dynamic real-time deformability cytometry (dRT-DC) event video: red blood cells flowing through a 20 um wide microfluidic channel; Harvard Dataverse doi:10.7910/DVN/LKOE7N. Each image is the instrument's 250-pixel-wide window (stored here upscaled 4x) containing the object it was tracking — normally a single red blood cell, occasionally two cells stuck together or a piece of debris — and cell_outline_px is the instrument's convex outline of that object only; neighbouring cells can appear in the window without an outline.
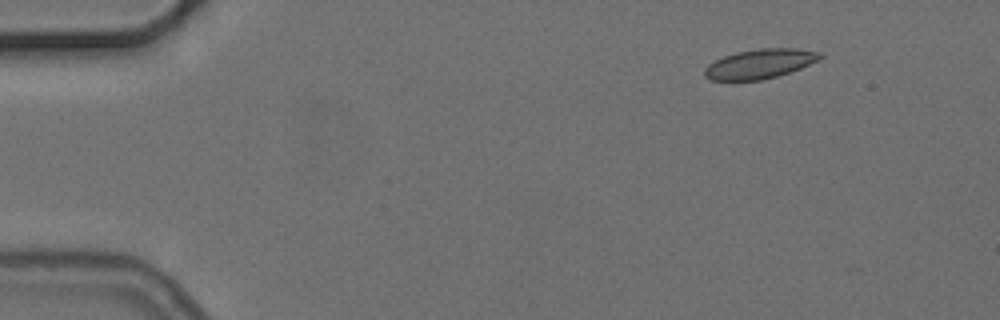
{"species": "common noctule bat (a hibernating species)", "species_latin": "Nyctalus noctula", "temperature_condition": "cold", "stored_images_in_passage": 5, "camera_frame_rate_fps": 3000, "um_per_image_px": 0.085, "animal": {"sex": "female", "body_mass_g": 24.6, "forearm_length_mm": 56.2}, "frame": {"image": 1, "passage_image": 1, "time_ms": 0.0, "image_size_px": [1000, 320], "cell_outline_px": [[824, 56], [800, 68], [776, 76], [760, 80], [712, 80], [704, 76], [704, 68], [708, 64], [724, 56], [736, 52], [760, 48], [800, 48], [820, 52]], "centroid_in_image_um": [64.57, 5.41], "position_along_channel_um": 20.4, "area_um2": 19.65}}
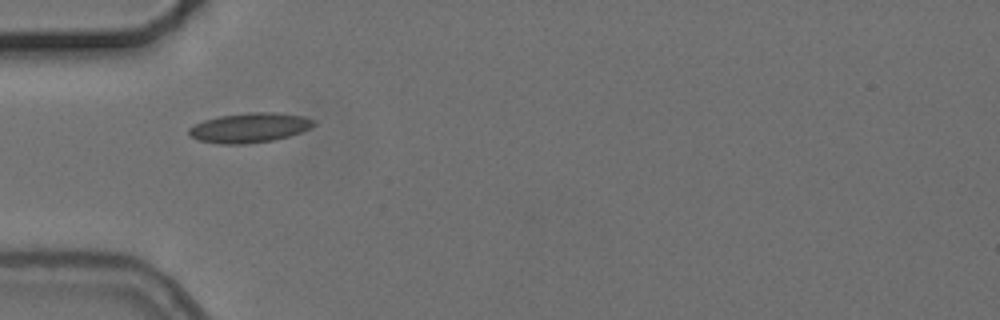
{"frame": {"image": 2, "passage_image": 4, "time_ms": 3.667, "image_size_px": [1000, 320], "cell_outline_px": [[316, 124], [312, 128], [288, 136], [272, 140], [248, 144], [220, 144], [200, 140], [192, 136], [188, 132], [188, 128], [204, 120], [220, 116], [248, 112], [272, 112], [304, 116], [316, 120]], "centroid_in_image_um": [21.26, 10.85], "position_along_channel_um": 63.7, "area_um2": 21.56}}
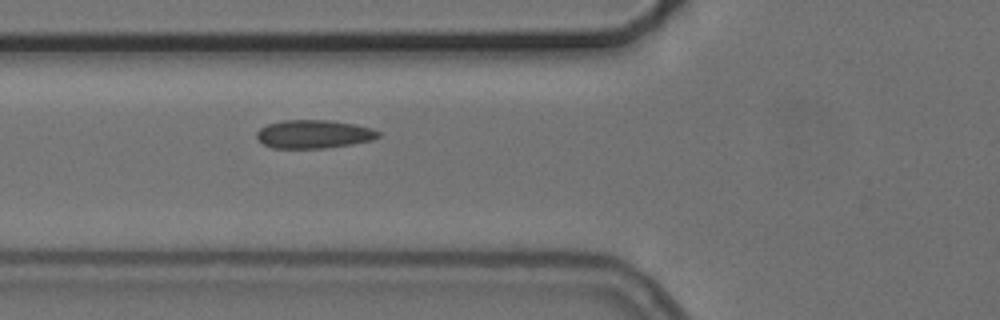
{"frame": {"image": 3, "passage_image": 5, "time_ms": 4.667, "image_size_px": [1000, 320], "cell_outline_px": [[380, 136], [372, 140], [352, 144], [324, 148], [272, 148], [264, 144], [256, 136], [256, 132], [260, 128], [268, 124], [284, 120], [332, 120], [356, 124], [372, 128], [380, 132]], "centroid_in_image_um": [26.69, 11.39], "position_along_channel_um": 99.1, "area_um2": 20.17}}